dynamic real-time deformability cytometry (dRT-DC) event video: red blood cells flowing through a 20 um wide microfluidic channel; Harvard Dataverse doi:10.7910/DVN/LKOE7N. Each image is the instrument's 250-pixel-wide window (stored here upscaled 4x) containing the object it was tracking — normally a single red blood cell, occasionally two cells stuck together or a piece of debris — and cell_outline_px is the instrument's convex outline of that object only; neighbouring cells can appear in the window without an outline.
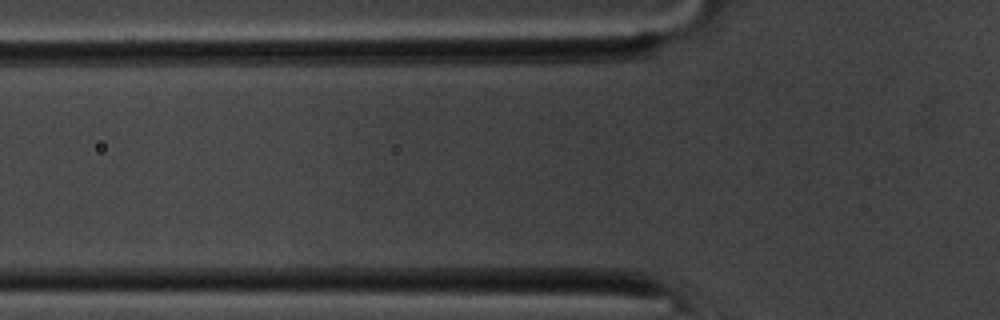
{"species": "common noctule bat (a hibernating species)", "species_latin": "Nyctalus noctula", "temperature_condition": "room temperature", "stored_images_in_passage": 4, "camera_frame_rate_fps": 3000, "um_per_image_px": 0.085, "animal": {"sex": "male", "body_mass_g": 20.1, "forearm_length_mm": 53.5}, "frame": {"image": 1, "passage_image": 3, "time_ms": 0.667, "image_size_px": [1000, 320], "cell_outline_px": [[620, 240], [492, 244], [484, 240], [484, 236], [492, 228], [572, 228], [612, 232]], "centroid_in_image_um": [46.37, 20.02], "position_along_channel_um": 79.4, "area_um2": 12.48}}